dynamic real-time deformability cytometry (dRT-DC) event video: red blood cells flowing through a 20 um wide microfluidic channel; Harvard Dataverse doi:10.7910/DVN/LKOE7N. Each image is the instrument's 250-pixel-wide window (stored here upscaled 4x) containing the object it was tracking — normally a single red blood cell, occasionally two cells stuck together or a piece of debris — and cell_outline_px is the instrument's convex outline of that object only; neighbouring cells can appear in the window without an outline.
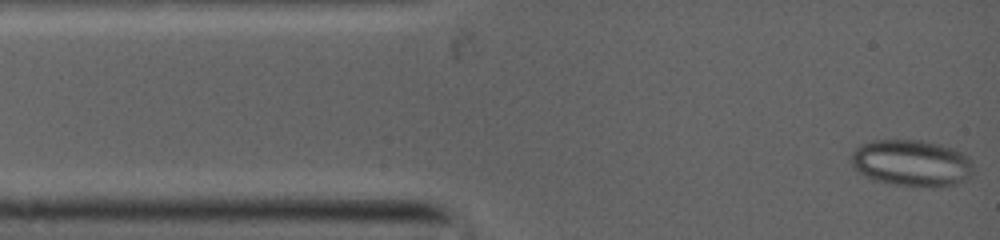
{"species": "common noctule bat (a hibernating species)", "species_latin": "Nyctalus noctula", "temperature_condition": "warm", "stored_images_in_passage": 62, "camera_frame_rate_fps": 5000, "um_per_image_px": 0.085, "animal": {"sex": "female", "body_mass_g": 19.0, "forearm_length_mm": 53.3}, "frame": {"image": 1, "passage_image": 1, "time_ms": 0.0, "image_size_px": [1000, 240], "cell_outline_px": [[968, 164], [960, 180], [952, 184], [896, 184], [880, 180], [868, 176], [860, 172], [852, 164], [852, 156], [864, 144], [884, 140], [916, 140], [948, 148], [964, 156]], "centroid_in_image_um": [77.33, 13.82], "position_along_channel_um": 7.7, "area_um2": 29.77}}
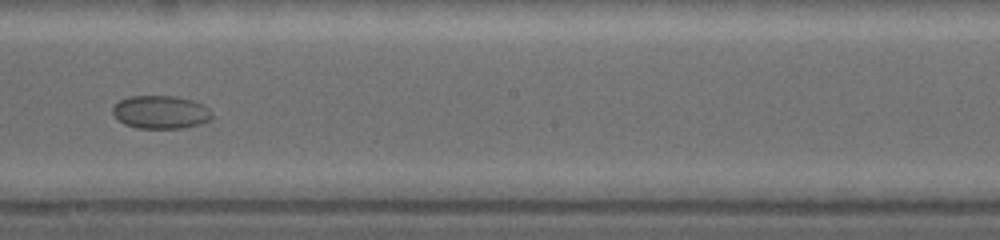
{"frame": {"image": 2, "passage_image": 28, "time_ms": 7.2, "image_size_px": [1000, 240], "cell_outline_px": [[212, 116], [208, 120], [200, 124], [184, 128], [136, 128], [124, 124], [112, 112], [112, 108], [120, 100], [132, 96], [172, 96], [188, 100], [200, 104], [208, 108]], "centroid_in_image_um": [13.63, 9.54], "position_along_channel_um": 234.6, "area_um2": 18.79}}
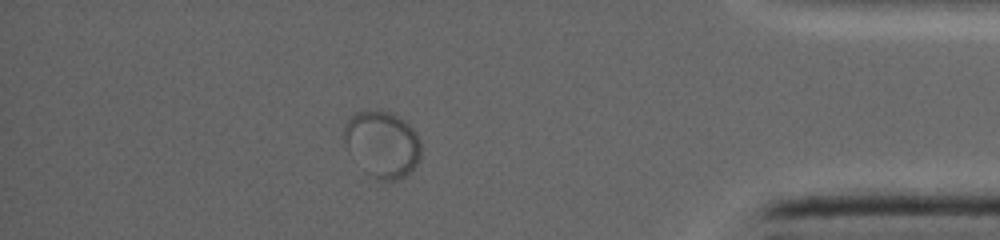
{"frame": {"image": 3, "passage_image": 48, "time_ms": 12.4, "image_size_px": [1000, 240], "cell_outline_px": [[420, 156], [416, 164], [408, 176], [396, 180], [364, 180], [348, 148], [344, 136], [344, 124], [356, 112], [388, 112], [396, 116], [408, 124], [412, 128], [420, 144]], "centroid_in_image_um": [32.45, 12.37], "position_along_channel_um": 402.8, "area_um2": 29.94}}